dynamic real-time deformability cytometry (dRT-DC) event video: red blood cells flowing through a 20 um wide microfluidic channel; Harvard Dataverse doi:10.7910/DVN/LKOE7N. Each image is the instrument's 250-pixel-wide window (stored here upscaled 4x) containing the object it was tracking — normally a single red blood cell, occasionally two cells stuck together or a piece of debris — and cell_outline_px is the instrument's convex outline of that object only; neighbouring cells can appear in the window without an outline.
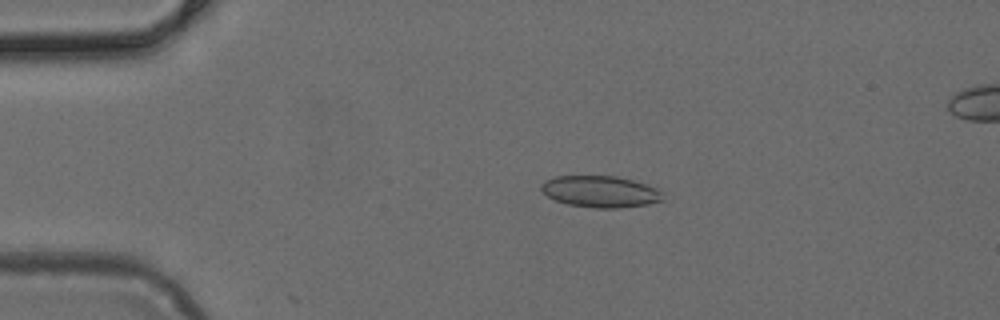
{"species": "common noctule bat (a hibernating species)", "species_latin": "Nyctalus noctula", "temperature_condition": "cold", "stored_images_in_passage": 6, "camera_frame_rate_fps": 3000, "um_per_image_px": 0.085, "animal": {"sex": "female", "body_mass_g": 24.6, "forearm_length_mm": 56.2}, "frame": {"image": 1, "passage_image": 2, "time_ms": 0.333, "image_size_px": [1000, 320], "cell_outline_px": [[664, 200], [648, 204], [620, 208], [596, 208], [568, 204], [556, 200], [548, 196], [540, 188], [540, 184], [544, 180], [556, 176], [616, 176], [632, 180], [656, 188], [664, 192]], "centroid_in_image_um": [51.05, 16.28], "position_along_channel_um": 34.0, "area_um2": 22.37}}
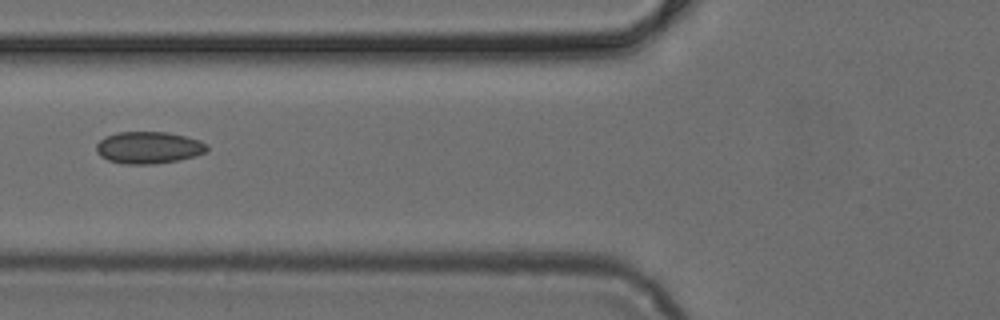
{"frame": {"image": 2, "passage_image": 5, "time_ms": 1.333, "image_size_px": [1000, 320], "cell_outline_px": [[208, 152], [196, 156], [180, 160], [152, 164], [124, 164], [108, 160], [100, 156], [96, 152], [96, 144], [104, 136], [120, 132], [168, 132], [200, 140], [208, 144]], "centroid_in_image_um": [12.65, 12.55], "position_along_channel_um": 113.1, "area_um2": 20.87}}
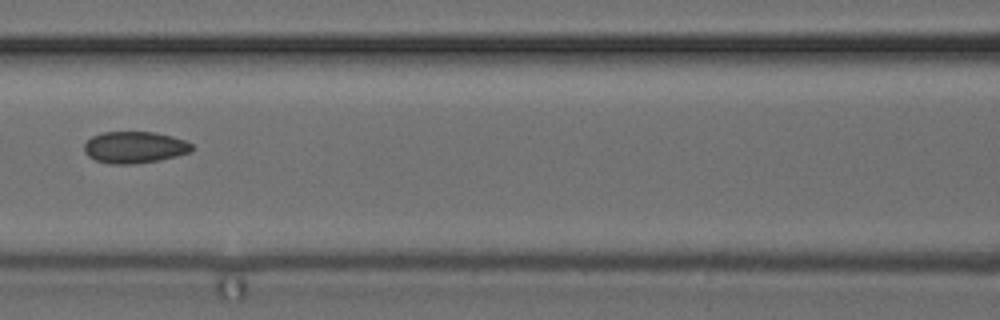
{"frame": {"image": 3, "passage_image": 6, "time_ms": 1.667, "image_size_px": [1000, 320], "cell_outline_px": [[192, 148], [188, 152], [176, 156], [160, 160], [132, 164], [108, 164], [96, 160], [88, 156], [84, 152], [84, 144], [92, 136], [104, 132], [156, 132], [172, 136], [184, 140], [192, 144]], "centroid_in_image_um": [11.41, 12.52], "position_along_channel_um": 155.2, "area_um2": 19.83}}